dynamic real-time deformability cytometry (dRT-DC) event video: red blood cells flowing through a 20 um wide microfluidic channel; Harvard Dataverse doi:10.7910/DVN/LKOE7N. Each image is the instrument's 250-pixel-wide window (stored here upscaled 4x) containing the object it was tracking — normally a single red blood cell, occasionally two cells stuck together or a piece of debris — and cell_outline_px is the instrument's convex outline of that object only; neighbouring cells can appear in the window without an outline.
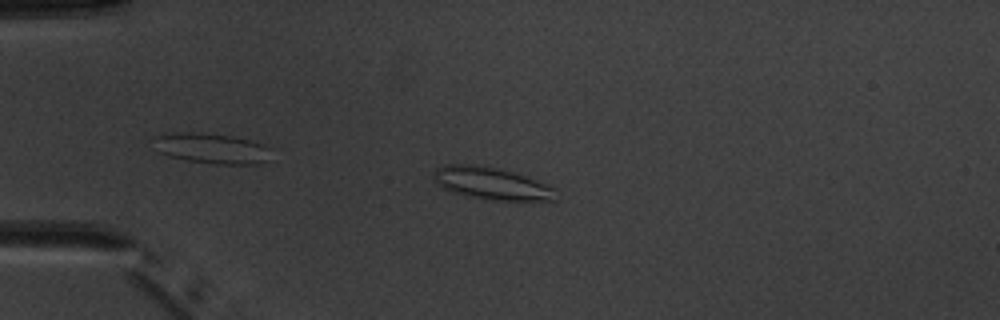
{"species": "common noctule bat (a hibernating species)", "species_latin": "Nyctalus noctula", "temperature_condition": "warm", "stored_images_in_passage": 8, "camera_frame_rate_fps": 3000, "um_per_image_px": 0.085, "animal": {"sex": "male", "body_mass_g": 20.1, "forearm_length_mm": 53.5}, "frame": {"image": 1, "passage_image": 4, "time_ms": 4.333, "image_size_px": [1000, 320], "cell_outline_px": [[556, 200], [492, 200], [452, 192], [444, 188], [432, 180], [432, 172], [436, 168], [444, 164], [476, 164], [500, 168], [528, 176], [556, 188]], "centroid_in_image_um": [41.77, 15.56], "position_along_channel_um": 43.2, "area_um2": 23.24}}
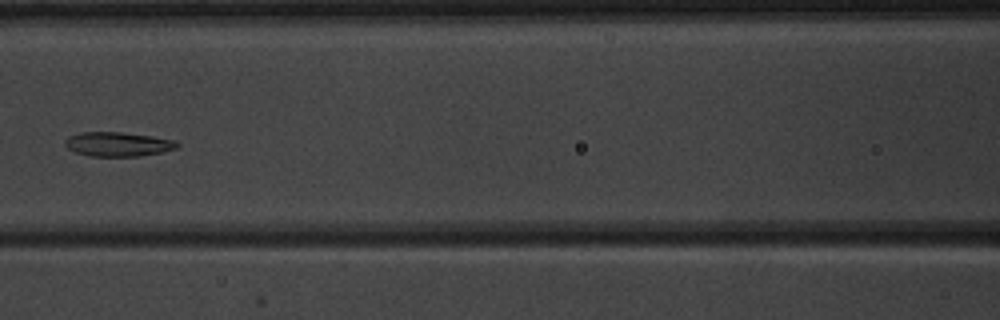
{"frame": {"image": 2, "passage_image": 7, "time_ms": 8.0, "image_size_px": [1000, 320], "cell_outline_px": [[180, 144], [176, 148], [160, 152], [140, 156], [88, 156], [76, 152], [68, 148], [64, 144], [64, 140], [68, 136], [80, 132], [120, 132], [152, 136], [176, 140]], "centroid_in_image_um": [10.0, 12.25], "position_along_channel_um": 156.6, "area_um2": 15.9}}
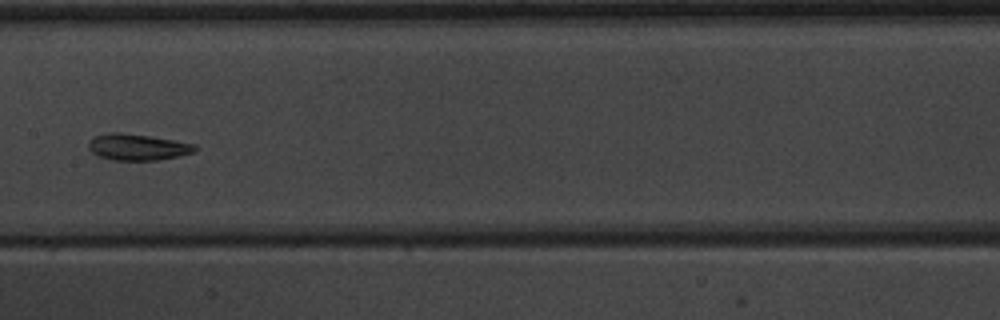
{"frame": {"image": 3, "passage_image": 8, "time_ms": 9.0, "image_size_px": [1000, 320], "cell_outline_px": [[196, 152], [180, 156], [156, 160], [112, 160], [100, 156], [92, 152], [88, 148], [88, 144], [96, 136], [108, 132], [120, 132], [152, 136], [176, 140], [196, 144]], "centroid_in_image_um": [11.74, 12.49], "position_along_channel_um": 195.7, "area_um2": 16.42}}